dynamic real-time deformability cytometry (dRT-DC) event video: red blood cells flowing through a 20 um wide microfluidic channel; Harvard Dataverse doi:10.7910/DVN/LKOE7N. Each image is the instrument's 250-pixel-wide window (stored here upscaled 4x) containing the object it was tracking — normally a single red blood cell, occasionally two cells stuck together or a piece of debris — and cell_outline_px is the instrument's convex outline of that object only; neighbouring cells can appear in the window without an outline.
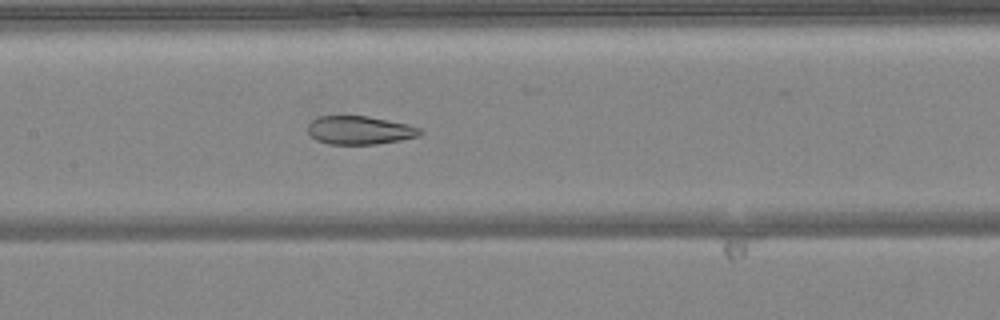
{"species": "common noctule bat (a hibernating species)", "species_latin": "Nyctalus noctula", "temperature_condition": "warm", "stored_images_in_passage": 42, "camera_frame_rate_fps": 3000, "um_per_image_px": 0.085, "animal": {"sex": "female", "body_mass_g": 24.6, "forearm_length_mm": 56.2}, "frame": {"image": 1, "passage_image": 15, "time_ms": 4.667, "image_size_px": [1000, 320], "cell_outline_px": [[424, 132], [420, 136], [400, 140], [376, 144], [328, 144], [316, 140], [308, 132], [308, 124], [312, 120], [320, 116], [368, 116], [408, 124], [420, 128]], "centroid_in_image_um": [30.59, 11.07], "position_along_channel_um": 176.8, "area_um2": 18.61}}
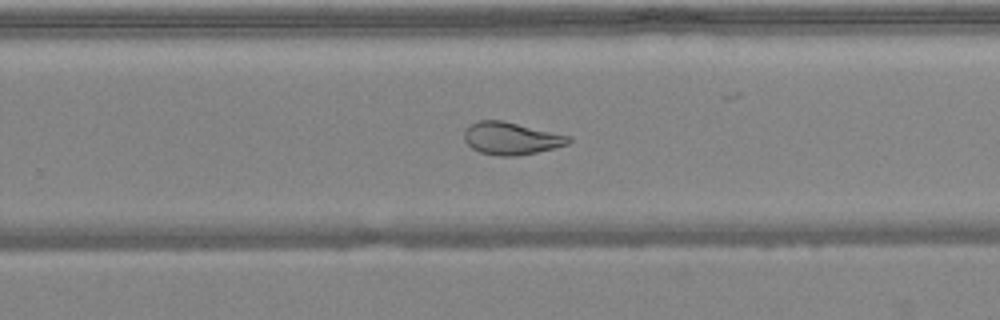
{"frame": {"image": 2, "passage_image": 23, "time_ms": 7.333, "image_size_px": [1000, 320], "cell_outline_px": [[572, 140], [568, 144], [556, 148], [516, 156], [500, 156], [480, 152], [472, 148], [464, 140], [464, 132], [468, 124], [476, 120], [504, 120], [572, 136]], "centroid_in_image_um": [43.46, 11.74], "position_along_channel_um": 286.3, "area_um2": 20.06}}
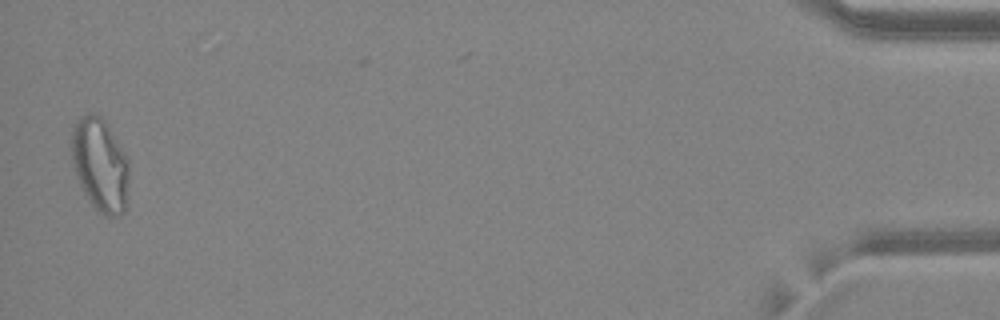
{"frame": {"image": 3, "passage_image": 40, "time_ms": 13.0, "image_size_px": [1000, 320], "cell_outline_px": [[128, 180], [124, 212], [120, 216], [104, 216], [88, 200], [76, 176], [72, 160], [72, 128], [88, 112], [96, 112], [104, 120], [128, 160]], "centroid_in_image_um": [8.5, 14.02], "position_along_channel_um": 426.7, "area_um2": 30.69}, "authors_computed_cell_mechanics": {"area_um2": 22.253, "velocity_mm_per_s": 4.1292, "shape_relaxation_time_tau1_ms": null, "shape_relaxation_time_tau2_ms": 1.454, "deformation_change_tau1": null, "deformation_change_tau2": 0.0751}}